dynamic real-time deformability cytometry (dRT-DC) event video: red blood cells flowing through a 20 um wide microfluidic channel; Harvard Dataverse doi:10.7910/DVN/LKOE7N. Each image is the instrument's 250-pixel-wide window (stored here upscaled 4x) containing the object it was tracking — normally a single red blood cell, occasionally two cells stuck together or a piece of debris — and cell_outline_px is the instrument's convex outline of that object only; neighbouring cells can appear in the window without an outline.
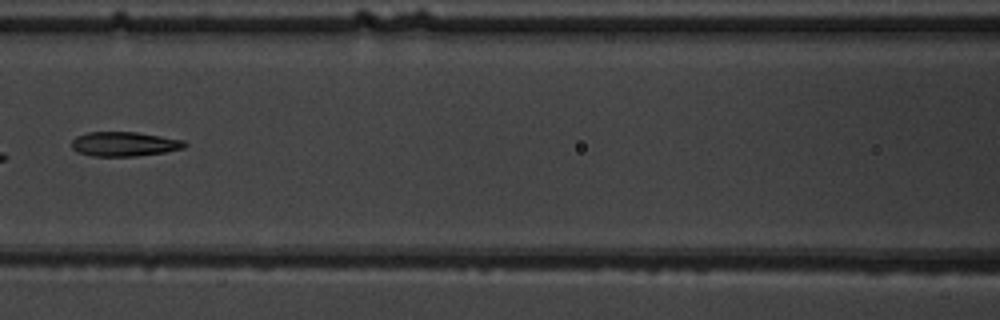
{"species": "common noctule bat (a hibernating species)", "species_latin": "Nyctalus noctula", "temperature_condition": "warm", "stored_images_in_passage": 7, "camera_frame_rate_fps": 3000, "um_per_image_px": 0.085, "animal": {"sex": "male", "body_mass_g": 19.5, "forearm_length_mm": 54.6}, "frame": {"image": 1, "passage_image": 7, "time_ms": 6.667, "image_size_px": [1000, 320], "cell_outline_px": [[188, 144], [184, 148], [164, 152], [136, 156], [92, 156], [80, 152], [72, 148], [72, 140], [76, 136], [88, 132], [136, 132], [184, 140]], "centroid_in_image_um": [10.58, 12.24], "position_along_channel_um": 156.0, "area_um2": 16.01}}